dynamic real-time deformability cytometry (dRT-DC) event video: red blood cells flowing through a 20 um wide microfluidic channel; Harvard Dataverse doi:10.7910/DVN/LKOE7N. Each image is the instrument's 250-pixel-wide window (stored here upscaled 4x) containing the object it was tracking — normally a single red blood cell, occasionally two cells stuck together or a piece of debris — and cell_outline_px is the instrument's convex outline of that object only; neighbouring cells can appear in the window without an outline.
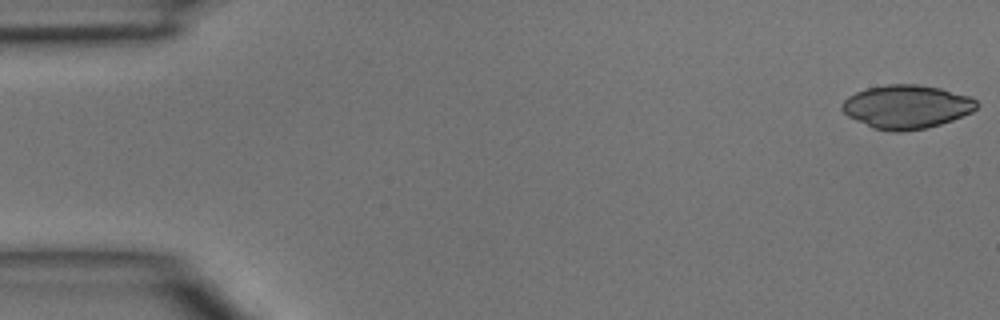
{"species": "common noctule bat (a hibernating species)", "species_latin": "Nyctalus noctula", "temperature_condition": "room temperature", "stored_images_in_passage": 46, "camera_frame_rate_fps": 3000, "um_per_image_px": 0.085, "animal": {"sex": "male", "body_mass_g": 15.6}, "frame": {"image": 1, "passage_image": 1, "time_ms": 0.0, "image_size_px": [1000, 320], "cell_outline_px": [[980, 104], [972, 112], [952, 120], [940, 124], [924, 128], [900, 132], [892, 132], [872, 128], [848, 116], [840, 108], [840, 104], [848, 96], [856, 92], [868, 88], [888, 84], [916, 84], [940, 88], [972, 96]], "centroid_in_image_um": [77.06, 9.07], "position_along_channel_um": 7.9, "area_um2": 34.33}}